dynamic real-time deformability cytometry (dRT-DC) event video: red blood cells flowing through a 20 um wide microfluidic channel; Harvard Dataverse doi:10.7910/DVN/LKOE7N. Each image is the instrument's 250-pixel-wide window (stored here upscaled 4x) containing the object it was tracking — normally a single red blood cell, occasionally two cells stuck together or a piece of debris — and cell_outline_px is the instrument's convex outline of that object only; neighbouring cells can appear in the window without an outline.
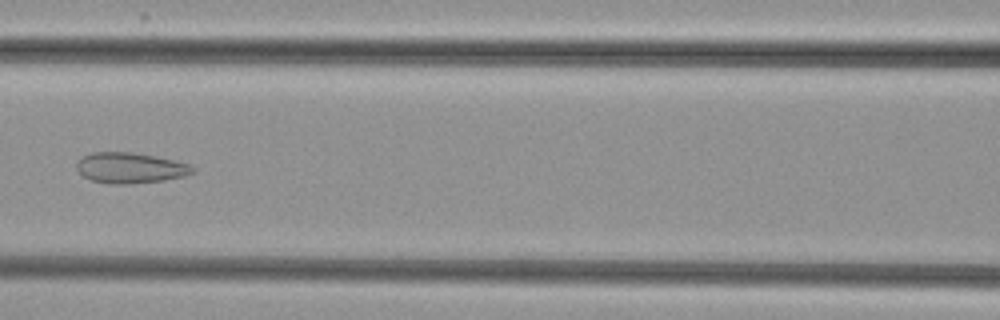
{"species": "common noctule bat (a hibernating species)", "species_latin": "Nyctalus noctula", "temperature_condition": "cold", "stored_images_in_passage": 6, "camera_frame_rate_fps": 3000, "um_per_image_px": 0.085, "animal": {"sex": "female", "body_mass_g": 29.2, "forearm_length_mm": 56.3}, "frame": {"image": 1, "passage_image": 6, "time_ms": 5.667, "image_size_px": [1000, 320], "cell_outline_px": [[196, 172], [184, 176], [164, 180], [132, 184], [108, 184], [92, 180], [84, 176], [76, 168], [76, 164], [84, 156], [92, 152], [132, 152], [156, 156], [188, 164], [196, 168]], "centroid_in_image_um": [11.09, 14.28], "position_along_channel_um": 155.5, "area_um2": 20.69}}